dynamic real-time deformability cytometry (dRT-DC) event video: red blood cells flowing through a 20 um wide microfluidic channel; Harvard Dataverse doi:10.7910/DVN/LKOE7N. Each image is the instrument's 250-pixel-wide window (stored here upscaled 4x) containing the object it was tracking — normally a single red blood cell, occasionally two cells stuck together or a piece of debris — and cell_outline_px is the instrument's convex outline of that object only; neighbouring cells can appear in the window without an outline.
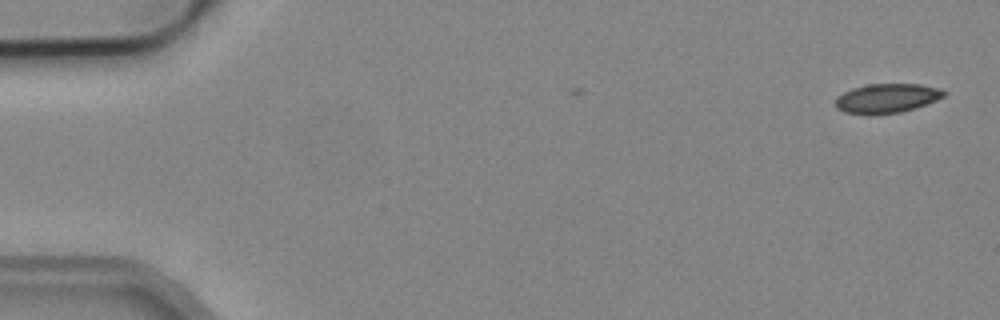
{"species": "common noctule bat (a hibernating species)", "species_latin": "Nyctalus noctula", "temperature_condition": "cold", "stored_images_in_passage": 2, "camera_frame_rate_fps": 3000, "um_per_image_px": 0.085, "animal": {"sex": "male", "body_mass_g": 19.2, "forearm_length_mm": 51.8}, "frame": {"image": 1, "passage_image": 2, "time_ms": 1.333, "image_size_px": [1000, 320], "cell_outline_px": [[948, 92], [944, 96], [936, 100], [916, 108], [900, 112], [844, 112], [836, 108], [836, 96], [852, 88], [868, 84], [920, 84], [940, 88]], "centroid_in_image_um": [75.43, 8.31], "position_along_channel_um": 9.6, "area_um2": 18.03}}